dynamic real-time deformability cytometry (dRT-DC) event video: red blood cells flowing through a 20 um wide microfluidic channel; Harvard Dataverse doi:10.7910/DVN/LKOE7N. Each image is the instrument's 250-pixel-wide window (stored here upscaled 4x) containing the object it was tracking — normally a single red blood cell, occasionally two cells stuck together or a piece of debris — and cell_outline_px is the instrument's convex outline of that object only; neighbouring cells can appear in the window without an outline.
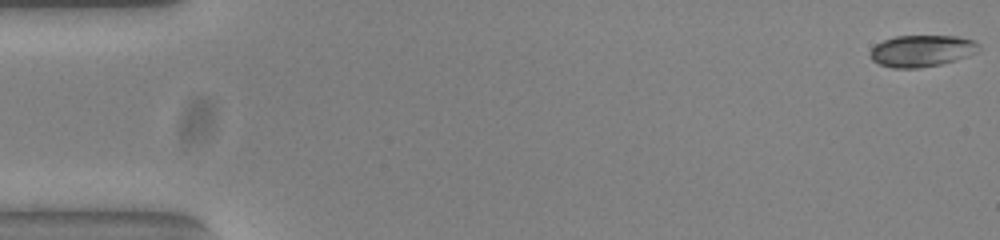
{"species": "common noctule bat (a hibernating species)", "species_latin": "Nyctalus noctula", "temperature_condition": "warm", "stored_images_in_passage": 53, "camera_frame_rate_fps": 3000, "um_per_image_px": 0.085, "animal": {"sex": "female", "body_mass_g": 23.0, "forearm_length_mm": 53.4}, "frame": {"image": 1, "passage_image": 1, "time_ms": 0.0, "image_size_px": [1000, 240], "cell_outline_px": [[980, 48], [976, 52], [968, 56], [940, 64], [920, 68], [892, 68], [880, 64], [872, 60], [868, 56], [868, 52], [876, 44], [884, 40], [896, 36], [956, 36], [976, 40], [980, 44]], "centroid_in_image_um": [78.34, 4.32], "position_along_channel_um": 6.7, "area_um2": 20.17}}
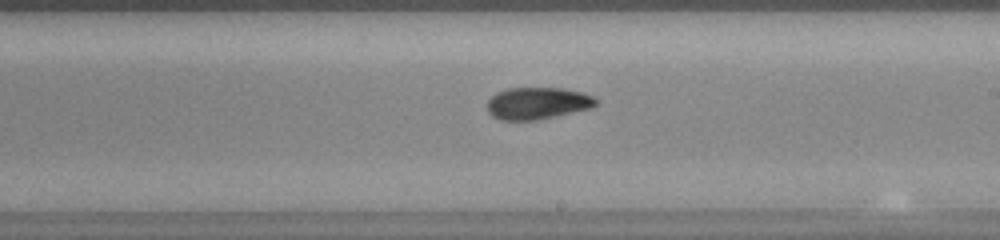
{"frame": {"image": 2, "passage_image": 31, "time_ms": 10.0, "image_size_px": [1000, 240], "cell_outline_px": [[596, 104], [592, 108], [536, 120], [500, 120], [492, 116], [488, 112], [488, 100], [496, 92], [508, 88], [564, 88], [580, 92], [592, 96], [596, 100]], "centroid_in_image_um": [45.66, 8.77], "position_along_channel_um": 243.3, "area_um2": 20.17}}
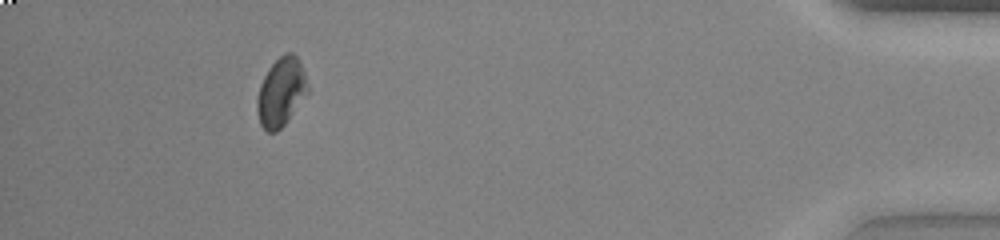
{"frame": {"image": 3, "passage_image": 49, "time_ms": 16.0, "image_size_px": [1000, 240], "cell_outline_px": [[308, 92], [288, 120], [276, 132], [268, 132], [260, 124], [256, 108], [256, 96], [260, 84], [268, 68], [280, 56], [288, 52], [292, 52], [300, 60], [308, 84]], "centroid_in_image_um": [23.88, 7.81], "position_along_channel_um": 411.3, "area_um2": 20.23}, "authors_computed_cell_mechanics": {"area_um2": 20.2878, "velocity_mm_per_s": 3.8548, "shape_relaxation_time_tau1_ms": 8.8794, "shape_relaxation_time_tau2_ms": 1.7603, "deformation_change_tau1": 0.1816, "deformation_change_tau2": 0.0308}}